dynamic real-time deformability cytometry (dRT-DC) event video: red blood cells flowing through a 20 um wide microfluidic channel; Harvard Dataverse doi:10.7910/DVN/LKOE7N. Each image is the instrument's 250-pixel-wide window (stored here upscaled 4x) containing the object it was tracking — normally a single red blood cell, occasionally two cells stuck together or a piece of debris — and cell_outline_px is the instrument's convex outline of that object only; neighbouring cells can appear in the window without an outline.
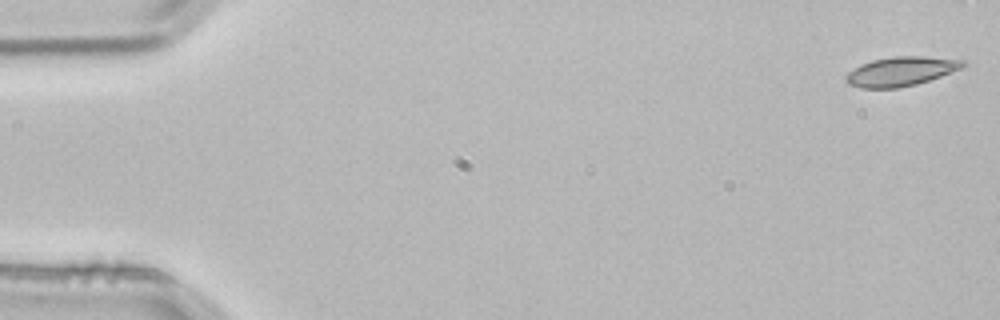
{"species": "common noctule bat (a hibernating species)", "species_latin": "Nyctalus noctula", "temperature_condition": "room temperature", "stored_images_in_passage": 4, "segment_of_instrument_passage": [1, 2], "camera_frame_rate_fps": 3000, "um_per_image_px": 0.085, "animal": {"sex": "male", "body_mass_g": 21.5, "forearm_length_mm": 52.0}, "frame": {"image": 1, "passage_image": 1, "time_ms": 0.0, "image_size_px": [1000, 320], "cell_outline_px": [[968, 64], [960, 68], [940, 76], [916, 84], [896, 88], [860, 88], [848, 84], [844, 80], [844, 76], [848, 72], [860, 64], [872, 60], [896, 56], [924, 56], [968, 60]], "centroid_in_image_um": [76.56, 6.06], "position_along_channel_um": 8.4, "area_um2": 20.0}}